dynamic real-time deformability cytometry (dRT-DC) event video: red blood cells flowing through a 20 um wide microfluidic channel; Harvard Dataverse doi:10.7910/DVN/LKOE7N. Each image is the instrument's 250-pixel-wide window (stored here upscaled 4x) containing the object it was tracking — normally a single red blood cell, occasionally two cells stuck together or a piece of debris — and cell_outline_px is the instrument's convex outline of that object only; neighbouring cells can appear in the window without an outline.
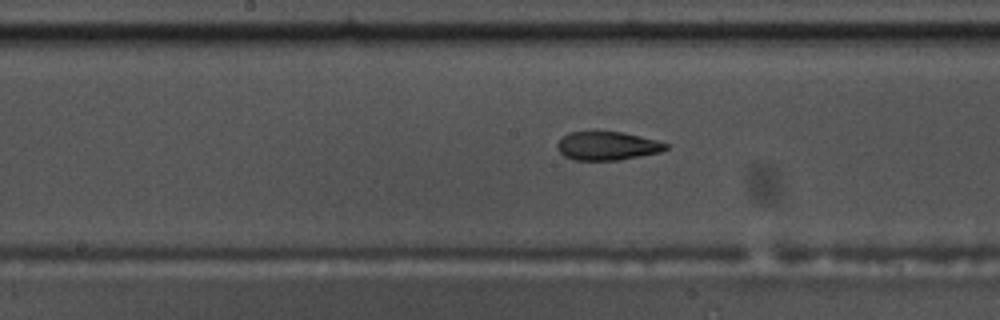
{"species": "common noctule bat (a hibernating species)", "species_latin": "Nyctalus noctula", "temperature_condition": "warm", "stored_images_in_passage": 54, "camera_frame_rate_fps": 3000, "um_per_image_px": 0.085, "animal": {"sex": "male", "body_mass_g": 17.5, "forearm_length_mm": 52.3}, "frame": {"image": 1, "passage_image": 26, "time_ms": 8.333, "image_size_px": [1000, 320], "cell_outline_px": [[668, 148], [660, 152], [620, 160], [576, 160], [564, 156], [556, 148], [556, 144], [568, 132], [624, 132], [656, 140], [668, 144]], "centroid_in_image_um": [51.61, 12.4], "position_along_channel_um": 196.6, "area_um2": 17.98}}
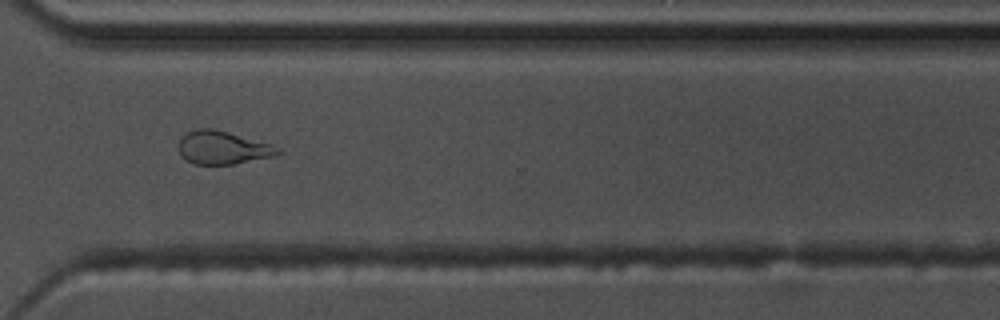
{"frame": {"image": 2, "passage_image": 39, "time_ms": 12.667, "image_size_px": [1000, 320], "cell_outline_px": [[280, 152], [272, 156], [232, 164], [196, 164], [180, 156], [176, 148], [176, 144], [180, 136], [188, 132], [200, 128], [212, 128], [228, 132], [268, 144], [280, 148]], "centroid_in_image_um": [18.81, 12.54], "position_along_channel_um": 351.8, "area_um2": 18.96}}
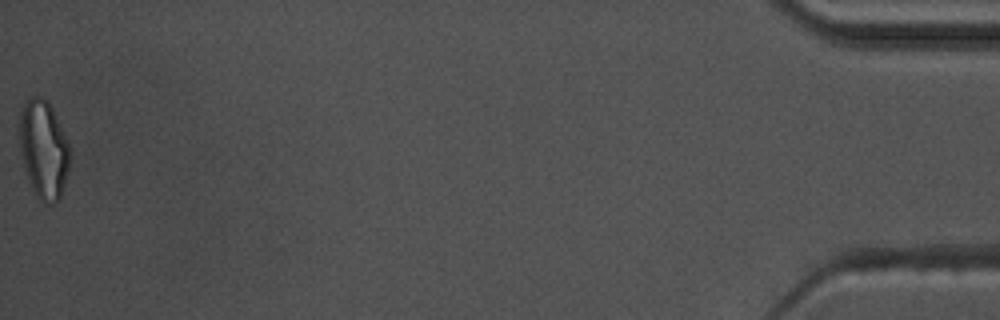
{"frame": {"image": 3, "passage_image": 54, "time_ms": 17.667, "image_size_px": [1000, 320], "cell_outline_px": [[68, 168], [60, 200], [52, 204], [44, 204], [36, 196], [28, 180], [24, 168], [20, 152], [16, 128], [16, 124], [20, 108], [28, 96], [40, 96], [52, 108], [68, 140]], "centroid_in_image_um": [3.63, 12.67], "position_along_channel_um": 431.6, "area_um2": 29.48}, "authors_computed_cell_mechanics": {"area_um2": 18.9295, "velocity_mm_per_s": 3.5765, "shape_relaxation_time_tau1_ms": 11.2726, "shape_relaxation_time_tau2_ms": 1.5711, "deformation_change_tau1": 0.2769, "deformation_change_tau2": 0.0771}}